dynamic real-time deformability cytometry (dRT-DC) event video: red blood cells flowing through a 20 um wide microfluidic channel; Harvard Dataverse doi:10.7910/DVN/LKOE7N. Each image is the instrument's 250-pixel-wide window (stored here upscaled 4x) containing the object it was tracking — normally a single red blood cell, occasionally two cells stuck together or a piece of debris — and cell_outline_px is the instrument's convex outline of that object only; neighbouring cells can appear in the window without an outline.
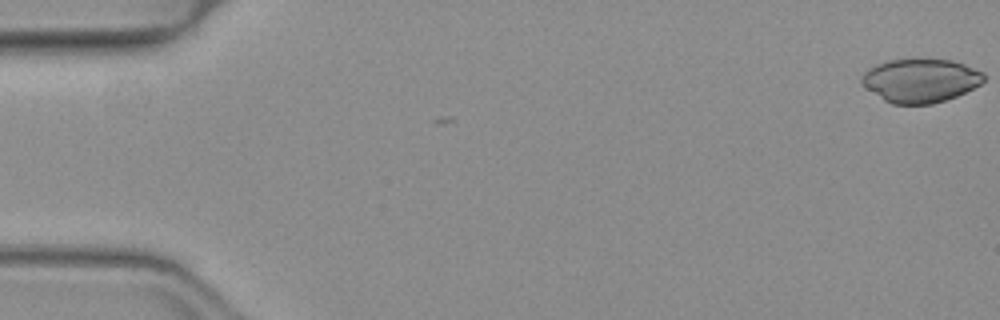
{"species": "common noctule bat (a hibernating species)", "species_latin": "Nyctalus noctula", "temperature_condition": "warm", "stored_images_in_passage": 31, "camera_frame_rate_fps": 3000, "um_per_image_px": 0.085, "animal": {"sex": "female", "body_mass_g": 19.3, "forearm_length_mm": 54.1}, "frame": {"image": 1, "passage_image": 1, "time_ms": 0.0, "image_size_px": [1000, 320], "cell_outline_px": [[984, 80], [980, 84], [956, 96], [932, 104], [892, 104], [884, 100], [868, 88], [860, 80], [864, 72], [868, 68], [876, 64], [888, 60], [952, 60], [964, 64], [984, 72]], "centroid_in_image_um": [78.24, 6.84], "position_along_channel_um": 6.8, "area_um2": 30.63}}